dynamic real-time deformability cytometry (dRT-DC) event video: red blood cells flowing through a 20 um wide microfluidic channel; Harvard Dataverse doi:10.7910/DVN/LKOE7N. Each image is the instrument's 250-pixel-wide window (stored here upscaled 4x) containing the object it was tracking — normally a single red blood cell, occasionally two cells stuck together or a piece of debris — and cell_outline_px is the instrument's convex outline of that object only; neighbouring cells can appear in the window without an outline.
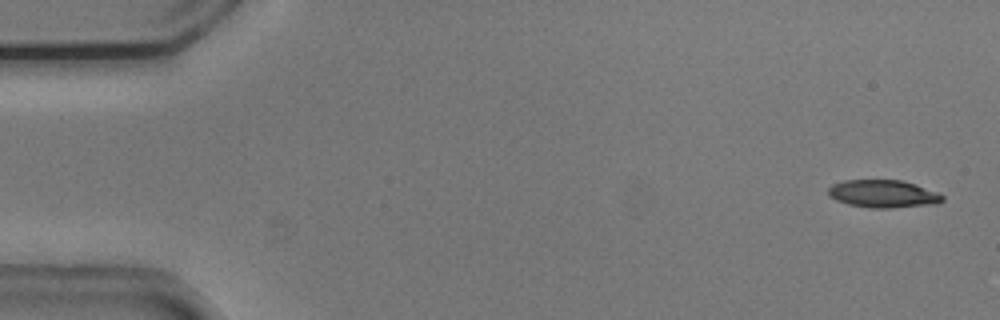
{"species": "common noctule bat (a hibernating species)", "species_latin": "Nyctalus noctula", "temperature_condition": "cold", "stored_images_in_passage": 54, "camera_frame_rate_fps": 3000, "um_per_image_px": 0.085, "animal": {"sex": "male", "body_mass_g": 20.5, "forearm_length_mm": 52.5}, "frame": {"image": 1, "passage_image": 2, "time_ms": 0.333, "image_size_px": [1000, 320], "cell_outline_px": [[944, 200], [936, 204], [892, 208], [868, 208], [848, 204], [836, 200], [828, 192], [828, 188], [832, 184], [844, 180], [900, 180], [936, 192], [944, 196]], "centroid_in_image_um": [75.05, 16.48], "position_along_channel_um": 10.0, "area_um2": 18.26}}
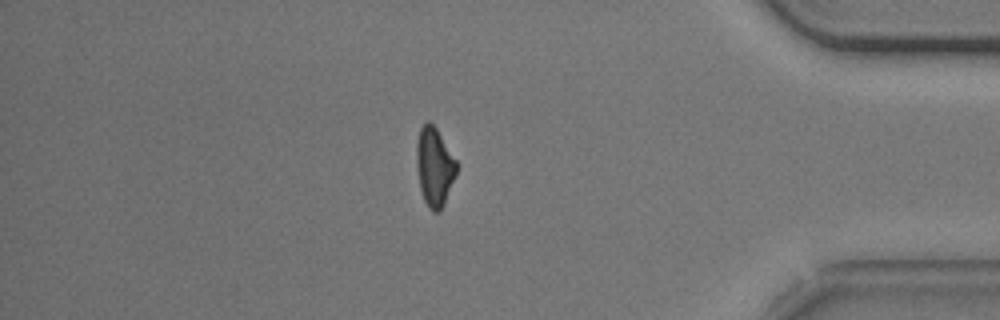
{"frame": {"image": 2, "passage_image": 46, "time_ms": 15.0, "image_size_px": [1000, 320], "cell_outline_px": [[456, 176], [444, 204], [440, 212], [432, 212], [428, 208], [424, 200], [420, 188], [416, 164], [416, 144], [420, 128], [424, 120], [428, 120], [436, 128], [456, 160]], "centroid_in_image_um": [36.91, 14.18], "position_along_channel_um": 398.3, "area_um2": 18.44}}
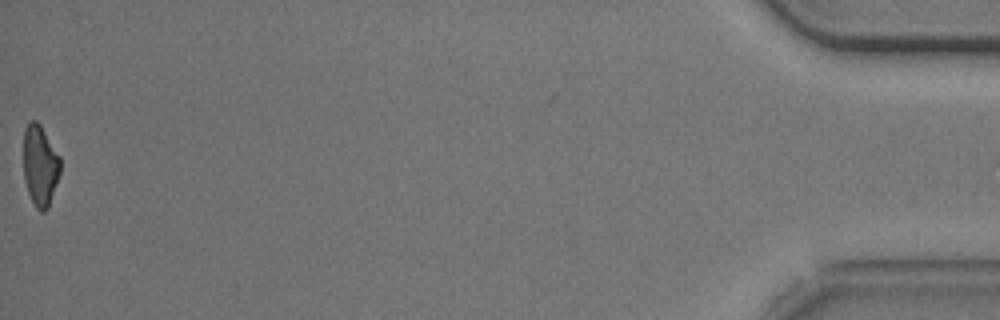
{"frame": {"image": 3, "passage_image": 54, "time_ms": 17.667, "image_size_px": [1000, 320], "cell_outline_px": [[60, 172], [48, 208], [44, 212], [40, 212], [36, 208], [28, 192], [24, 180], [24, 128], [32, 120], [36, 120], [40, 124], [60, 156]], "centroid_in_image_um": [3.41, 14.07], "position_along_channel_um": 431.8, "area_um2": 17.28}, "authors_computed_cell_mechanics": {"area_um2": 19.2474, "velocity_mm_per_s": 3.7439, "shape_relaxation_time_tau1_ms": 4.2641, "shape_relaxation_time_tau2_ms": 6.7171, "deformation_change_tau1": 0.1532, "deformation_change_tau2": 0.1766}}